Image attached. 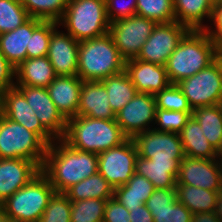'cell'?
<instances>
[{
	"label": "cell",
	"instance_id": "cell-1",
	"mask_svg": "<svg viewBox=\"0 0 222 222\" xmlns=\"http://www.w3.org/2000/svg\"><path fill=\"white\" fill-rule=\"evenodd\" d=\"M41 172L55 192H65L72 185L98 172V154L75 149L62 138L47 148Z\"/></svg>",
	"mask_w": 222,
	"mask_h": 222
},
{
	"label": "cell",
	"instance_id": "cell-2",
	"mask_svg": "<svg viewBox=\"0 0 222 222\" xmlns=\"http://www.w3.org/2000/svg\"><path fill=\"white\" fill-rule=\"evenodd\" d=\"M221 49L205 30H189L169 56L166 71L171 84H177L210 65Z\"/></svg>",
	"mask_w": 222,
	"mask_h": 222
},
{
	"label": "cell",
	"instance_id": "cell-3",
	"mask_svg": "<svg viewBox=\"0 0 222 222\" xmlns=\"http://www.w3.org/2000/svg\"><path fill=\"white\" fill-rule=\"evenodd\" d=\"M62 139L75 149L99 154L122 144L128 137L115 119L76 116L67 120Z\"/></svg>",
	"mask_w": 222,
	"mask_h": 222
},
{
	"label": "cell",
	"instance_id": "cell-4",
	"mask_svg": "<svg viewBox=\"0 0 222 222\" xmlns=\"http://www.w3.org/2000/svg\"><path fill=\"white\" fill-rule=\"evenodd\" d=\"M125 60L109 33L79 42L77 76L101 81L125 70Z\"/></svg>",
	"mask_w": 222,
	"mask_h": 222
},
{
	"label": "cell",
	"instance_id": "cell-5",
	"mask_svg": "<svg viewBox=\"0 0 222 222\" xmlns=\"http://www.w3.org/2000/svg\"><path fill=\"white\" fill-rule=\"evenodd\" d=\"M54 192L48 178L40 172L1 203L3 222H38Z\"/></svg>",
	"mask_w": 222,
	"mask_h": 222
},
{
	"label": "cell",
	"instance_id": "cell-6",
	"mask_svg": "<svg viewBox=\"0 0 222 222\" xmlns=\"http://www.w3.org/2000/svg\"><path fill=\"white\" fill-rule=\"evenodd\" d=\"M58 24L78 42L105 35L110 27L105 0H69Z\"/></svg>",
	"mask_w": 222,
	"mask_h": 222
},
{
	"label": "cell",
	"instance_id": "cell-7",
	"mask_svg": "<svg viewBox=\"0 0 222 222\" xmlns=\"http://www.w3.org/2000/svg\"><path fill=\"white\" fill-rule=\"evenodd\" d=\"M48 145L33 131L0 114V158H24L42 168Z\"/></svg>",
	"mask_w": 222,
	"mask_h": 222
},
{
	"label": "cell",
	"instance_id": "cell-8",
	"mask_svg": "<svg viewBox=\"0 0 222 222\" xmlns=\"http://www.w3.org/2000/svg\"><path fill=\"white\" fill-rule=\"evenodd\" d=\"M138 156L150 159L153 166L179 167L185 157L180 134L150 129L133 138Z\"/></svg>",
	"mask_w": 222,
	"mask_h": 222
},
{
	"label": "cell",
	"instance_id": "cell-9",
	"mask_svg": "<svg viewBox=\"0 0 222 222\" xmlns=\"http://www.w3.org/2000/svg\"><path fill=\"white\" fill-rule=\"evenodd\" d=\"M192 109L222 104V57L177 83Z\"/></svg>",
	"mask_w": 222,
	"mask_h": 222
},
{
	"label": "cell",
	"instance_id": "cell-10",
	"mask_svg": "<svg viewBox=\"0 0 222 222\" xmlns=\"http://www.w3.org/2000/svg\"><path fill=\"white\" fill-rule=\"evenodd\" d=\"M156 22L134 15L110 23L108 33L125 61L138 57Z\"/></svg>",
	"mask_w": 222,
	"mask_h": 222
},
{
	"label": "cell",
	"instance_id": "cell-11",
	"mask_svg": "<svg viewBox=\"0 0 222 222\" xmlns=\"http://www.w3.org/2000/svg\"><path fill=\"white\" fill-rule=\"evenodd\" d=\"M137 156L136 144L128 138L122 144L98 154V172L115 189L126 184L135 174Z\"/></svg>",
	"mask_w": 222,
	"mask_h": 222
},
{
	"label": "cell",
	"instance_id": "cell-12",
	"mask_svg": "<svg viewBox=\"0 0 222 222\" xmlns=\"http://www.w3.org/2000/svg\"><path fill=\"white\" fill-rule=\"evenodd\" d=\"M188 31L186 26L177 21L157 23L136 59L166 66L169 56Z\"/></svg>",
	"mask_w": 222,
	"mask_h": 222
},
{
	"label": "cell",
	"instance_id": "cell-13",
	"mask_svg": "<svg viewBox=\"0 0 222 222\" xmlns=\"http://www.w3.org/2000/svg\"><path fill=\"white\" fill-rule=\"evenodd\" d=\"M156 99L154 94L137 93L117 114L116 122L128 138L155 126ZM153 124V125H151ZM152 127V128H151Z\"/></svg>",
	"mask_w": 222,
	"mask_h": 222
},
{
	"label": "cell",
	"instance_id": "cell-14",
	"mask_svg": "<svg viewBox=\"0 0 222 222\" xmlns=\"http://www.w3.org/2000/svg\"><path fill=\"white\" fill-rule=\"evenodd\" d=\"M177 184L222 191V163L217 159L184 157L179 163Z\"/></svg>",
	"mask_w": 222,
	"mask_h": 222
},
{
	"label": "cell",
	"instance_id": "cell-15",
	"mask_svg": "<svg viewBox=\"0 0 222 222\" xmlns=\"http://www.w3.org/2000/svg\"><path fill=\"white\" fill-rule=\"evenodd\" d=\"M2 115L35 132L48 146L56 139L41 124L24 94L16 86L3 91Z\"/></svg>",
	"mask_w": 222,
	"mask_h": 222
},
{
	"label": "cell",
	"instance_id": "cell-16",
	"mask_svg": "<svg viewBox=\"0 0 222 222\" xmlns=\"http://www.w3.org/2000/svg\"><path fill=\"white\" fill-rule=\"evenodd\" d=\"M25 96L41 124L56 138H63L67 120L58 111L46 88L34 86H16Z\"/></svg>",
	"mask_w": 222,
	"mask_h": 222
},
{
	"label": "cell",
	"instance_id": "cell-17",
	"mask_svg": "<svg viewBox=\"0 0 222 222\" xmlns=\"http://www.w3.org/2000/svg\"><path fill=\"white\" fill-rule=\"evenodd\" d=\"M58 28L52 32L47 57L57 76H75L77 75L79 42Z\"/></svg>",
	"mask_w": 222,
	"mask_h": 222
},
{
	"label": "cell",
	"instance_id": "cell-18",
	"mask_svg": "<svg viewBox=\"0 0 222 222\" xmlns=\"http://www.w3.org/2000/svg\"><path fill=\"white\" fill-rule=\"evenodd\" d=\"M41 169L24 158H0V204L27 185Z\"/></svg>",
	"mask_w": 222,
	"mask_h": 222
},
{
	"label": "cell",
	"instance_id": "cell-19",
	"mask_svg": "<svg viewBox=\"0 0 222 222\" xmlns=\"http://www.w3.org/2000/svg\"><path fill=\"white\" fill-rule=\"evenodd\" d=\"M125 71L138 93L156 94L171 83L167 76L166 66L131 59L125 62Z\"/></svg>",
	"mask_w": 222,
	"mask_h": 222
},
{
	"label": "cell",
	"instance_id": "cell-20",
	"mask_svg": "<svg viewBox=\"0 0 222 222\" xmlns=\"http://www.w3.org/2000/svg\"><path fill=\"white\" fill-rule=\"evenodd\" d=\"M154 222H191L192 212L176 199V189H155L146 201Z\"/></svg>",
	"mask_w": 222,
	"mask_h": 222
},
{
	"label": "cell",
	"instance_id": "cell-21",
	"mask_svg": "<svg viewBox=\"0 0 222 222\" xmlns=\"http://www.w3.org/2000/svg\"><path fill=\"white\" fill-rule=\"evenodd\" d=\"M78 116L94 119H115L107 90L101 81H83L78 104Z\"/></svg>",
	"mask_w": 222,
	"mask_h": 222
},
{
	"label": "cell",
	"instance_id": "cell-22",
	"mask_svg": "<svg viewBox=\"0 0 222 222\" xmlns=\"http://www.w3.org/2000/svg\"><path fill=\"white\" fill-rule=\"evenodd\" d=\"M82 83L77 75L57 76L46 88L51 100L66 120L78 116Z\"/></svg>",
	"mask_w": 222,
	"mask_h": 222
},
{
	"label": "cell",
	"instance_id": "cell-23",
	"mask_svg": "<svg viewBox=\"0 0 222 222\" xmlns=\"http://www.w3.org/2000/svg\"><path fill=\"white\" fill-rule=\"evenodd\" d=\"M43 20L30 17L15 30L0 34V52L15 68L27 59L30 37Z\"/></svg>",
	"mask_w": 222,
	"mask_h": 222
},
{
	"label": "cell",
	"instance_id": "cell-24",
	"mask_svg": "<svg viewBox=\"0 0 222 222\" xmlns=\"http://www.w3.org/2000/svg\"><path fill=\"white\" fill-rule=\"evenodd\" d=\"M56 77L47 56L27 58L15 68V86L47 88Z\"/></svg>",
	"mask_w": 222,
	"mask_h": 222
},
{
	"label": "cell",
	"instance_id": "cell-25",
	"mask_svg": "<svg viewBox=\"0 0 222 222\" xmlns=\"http://www.w3.org/2000/svg\"><path fill=\"white\" fill-rule=\"evenodd\" d=\"M215 0H173L176 21L189 30H205L211 21ZM204 21V22H203Z\"/></svg>",
	"mask_w": 222,
	"mask_h": 222
},
{
	"label": "cell",
	"instance_id": "cell-26",
	"mask_svg": "<svg viewBox=\"0 0 222 222\" xmlns=\"http://www.w3.org/2000/svg\"><path fill=\"white\" fill-rule=\"evenodd\" d=\"M186 157L215 159L216 149L205 138L198 121L191 116L179 133Z\"/></svg>",
	"mask_w": 222,
	"mask_h": 222
},
{
	"label": "cell",
	"instance_id": "cell-27",
	"mask_svg": "<svg viewBox=\"0 0 222 222\" xmlns=\"http://www.w3.org/2000/svg\"><path fill=\"white\" fill-rule=\"evenodd\" d=\"M154 190L146 177L135 173L126 184L114 189L113 197L128 210L135 209L146 204Z\"/></svg>",
	"mask_w": 222,
	"mask_h": 222
},
{
	"label": "cell",
	"instance_id": "cell-28",
	"mask_svg": "<svg viewBox=\"0 0 222 222\" xmlns=\"http://www.w3.org/2000/svg\"><path fill=\"white\" fill-rule=\"evenodd\" d=\"M176 199L191 212H213L221 191H211L190 185L176 183Z\"/></svg>",
	"mask_w": 222,
	"mask_h": 222
},
{
	"label": "cell",
	"instance_id": "cell-29",
	"mask_svg": "<svg viewBox=\"0 0 222 222\" xmlns=\"http://www.w3.org/2000/svg\"><path fill=\"white\" fill-rule=\"evenodd\" d=\"M71 201L86 199L108 200L113 198L114 188L99 173L72 185L64 192Z\"/></svg>",
	"mask_w": 222,
	"mask_h": 222
},
{
	"label": "cell",
	"instance_id": "cell-30",
	"mask_svg": "<svg viewBox=\"0 0 222 222\" xmlns=\"http://www.w3.org/2000/svg\"><path fill=\"white\" fill-rule=\"evenodd\" d=\"M109 97V103L117 114L138 93L127 72L124 70L118 74L101 80Z\"/></svg>",
	"mask_w": 222,
	"mask_h": 222
},
{
	"label": "cell",
	"instance_id": "cell-31",
	"mask_svg": "<svg viewBox=\"0 0 222 222\" xmlns=\"http://www.w3.org/2000/svg\"><path fill=\"white\" fill-rule=\"evenodd\" d=\"M192 116L200 124L205 138L217 150L222 140V104L194 108Z\"/></svg>",
	"mask_w": 222,
	"mask_h": 222
},
{
	"label": "cell",
	"instance_id": "cell-32",
	"mask_svg": "<svg viewBox=\"0 0 222 222\" xmlns=\"http://www.w3.org/2000/svg\"><path fill=\"white\" fill-rule=\"evenodd\" d=\"M178 168L153 166V162L150 159L140 156H137L135 161V173L146 177L155 189L175 188Z\"/></svg>",
	"mask_w": 222,
	"mask_h": 222
},
{
	"label": "cell",
	"instance_id": "cell-33",
	"mask_svg": "<svg viewBox=\"0 0 222 222\" xmlns=\"http://www.w3.org/2000/svg\"><path fill=\"white\" fill-rule=\"evenodd\" d=\"M32 18L59 22L69 0H19Z\"/></svg>",
	"mask_w": 222,
	"mask_h": 222
},
{
	"label": "cell",
	"instance_id": "cell-34",
	"mask_svg": "<svg viewBox=\"0 0 222 222\" xmlns=\"http://www.w3.org/2000/svg\"><path fill=\"white\" fill-rule=\"evenodd\" d=\"M136 15L154 20L156 23L176 21L173 0H137Z\"/></svg>",
	"mask_w": 222,
	"mask_h": 222
},
{
	"label": "cell",
	"instance_id": "cell-35",
	"mask_svg": "<svg viewBox=\"0 0 222 222\" xmlns=\"http://www.w3.org/2000/svg\"><path fill=\"white\" fill-rule=\"evenodd\" d=\"M29 18L19 0H0V34L15 30Z\"/></svg>",
	"mask_w": 222,
	"mask_h": 222
},
{
	"label": "cell",
	"instance_id": "cell-36",
	"mask_svg": "<svg viewBox=\"0 0 222 222\" xmlns=\"http://www.w3.org/2000/svg\"><path fill=\"white\" fill-rule=\"evenodd\" d=\"M107 200L71 201V222H103Z\"/></svg>",
	"mask_w": 222,
	"mask_h": 222
},
{
	"label": "cell",
	"instance_id": "cell-37",
	"mask_svg": "<svg viewBox=\"0 0 222 222\" xmlns=\"http://www.w3.org/2000/svg\"><path fill=\"white\" fill-rule=\"evenodd\" d=\"M59 27L54 21H42L32 32L29 48H27V58H37L47 56L49 42L52 32Z\"/></svg>",
	"mask_w": 222,
	"mask_h": 222
},
{
	"label": "cell",
	"instance_id": "cell-38",
	"mask_svg": "<svg viewBox=\"0 0 222 222\" xmlns=\"http://www.w3.org/2000/svg\"><path fill=\"white\" fill-rule=\"evenodd\" d=\"M155 99L157 109L193 112L187 98L177 84H170L167 88L157 92Z\"/></svg>",
	"mask_w": 222,
	"mask_h": 222
},
{
	"label": "cell",
	"instance_id": "cell-39",
	"mask_svg": "<svg viewBox=\"0 0 222 222\" xmlns=\"http://www.w3.org/2000/svg\"><path fill=\"white\" fill-rule=\"evenodd\" d=\"M71 200L63 192H54L38 222H71Z\"/></svg>",
	"mask_w": 222,
	"mask_h": 222
},
{
	"label": "cell",
	"instance_id": "cell-40",
	"mask_svg": "<svg viewBox=\"0 0 222 222\" xmlns=\"http://www.w3.org/2000/svg\"><path fill=\"white\" fill-rule=\"evenodd\" d=\"M193 112L156 109V126L153 129L163 132L180 133ZM158 126V127H157Z\"/></svg>",
	"mask_w": 222,
	"mask_h": 222
},
{
	"label": "cell",
	"instance_id": "cell-41",
	"mask_svg": "<svg viewBox=\"0 0 222 222\" xmlns=\"http://www.w3.org/2000/svg\"><path fill=\"white\" fill-rule=\"evenodd\" d=\"M137 0H105L107 17L110 23L136 15Z\"/></svg>",
	"mask_w": 222,
	"mask_h": 222
},
{
	"label": "cell",
	"instance_id": "cell-42",
	"mask_svg": "<svg viewBox=\"0 0 222 222\" xmlns=\"http://www.w3.org/2000/svg\"><path fill=\"white\" fill-rule=\"evenodd\" d=\"M103 222H130V214L126 207L114 197L107 200Z\"/></svg>",
	"mask_w": 222,
	"mask_h": 222
},
{
	"label": "cell",
	"instance_id": "cell-43",
	"mask_svg": "<svg viewBox=\"0 0 222 222\" xmlns=\"http://www.w3.org/2000/svg\"><path fill=\"white\" fill-rule=\"evenodd\" d=\"M210 24L205 31L222 50V3H214Z\"/></svg>",
	"mask_w": 222,
	"mask_h": 222
},
{
	"label": "cell",
	"instance_id": "cell-44",
	"mask_svg": "<svg viewBox=\"0 0 222 222\" xmlns=\"http://www.w3.org/2000/svg\"><path fill=\"white\" fill-rule=\"evenodd\" d=\"M15 67L0 52V88L7 90L15 86Z\"/></svg>",
	"mask_w": 222,
	"mask_h": 222
},
{
	"label": "cell",
	"instance_id": "cell-45",
	"mask_svg": "<svg viewBox=\"0 0 222 222\" xmlns=\"http://www.w3.org/2000/svg\"><path fill=\"white\" fill-rule=\"evenodd\" d=\"M130 222H154L151 212L147 209L146 204L139 208L129 209Z\"/></svg>",
	"mask_w": 222,
	"mask_h": 222
},
{
	"label": "cell",
	"instance_id": "cell-46",
	"mask_svg": "<svg viewBox=\"0 0 222 222\" xmlns=\"http://www.w3.org/2000/svg\"><path fill=\"white\" fill-rule=\"evenodd\" d=\"M214 213L221 219L222 221V191L218 196V200L215 206Z\"/></svg>",
	"mask_w": 222,
	"mask_h": 222
},
{
	"label": "cell",
	"instance_id": "cell-47",
	"mask_svg": "<svg viewBox=\"0 0 222 222\" xmlns=\"http://www.w3.org/2000/svg\"><path fill=\"white\" fill-rule=\"evenodd\" d=\"M216 153H217V159L222 163V140L220 146L216 150Z\"/></svg>",
	"mask_w": 222,
	"mask_h": 222
},
{
	"label": "cell",
	"instance_id": "cell-48",
	"mask_svg": "<svg viewBox=\"0 0 222 222\" xmlns=\"http://www.w3.org/2000/svg\"><path fill=\"white\" fill-rule=\"evenodd\" d=\"M3 89L0 88V114H2Z\"/></svg>",
	"mask_w": 222,
	"mask_h": 222
},
{
	"label": "cell",
	"instance_id": "cell-49",
	"mask_svg": "<svg viewBox=\"0 0 222 222\" xmlns=\"http://www.w3.org/2000/svg\"><path fill=\"white\" fill-rule=\"evenodd\" d=\"M0 222H3L2 212H1V204H0Z\"/></svg>",
	"mask_w": 222,
	"mask_h": 222
},
{
	"label": "cell",
	"instance_id": "cell-50",
	"mask_svg": "<svg viewBox=\"0 0 222 222\" xmlns=\"http://www.w3.org/2000/svg\"><path fill=\"white\" fill-rule=\"evenodd\" d=\"M215 3H222V0H215Z\"/></svg>",
	"mask_w": 222,
	"mask_h": 222
}]
</instances>
